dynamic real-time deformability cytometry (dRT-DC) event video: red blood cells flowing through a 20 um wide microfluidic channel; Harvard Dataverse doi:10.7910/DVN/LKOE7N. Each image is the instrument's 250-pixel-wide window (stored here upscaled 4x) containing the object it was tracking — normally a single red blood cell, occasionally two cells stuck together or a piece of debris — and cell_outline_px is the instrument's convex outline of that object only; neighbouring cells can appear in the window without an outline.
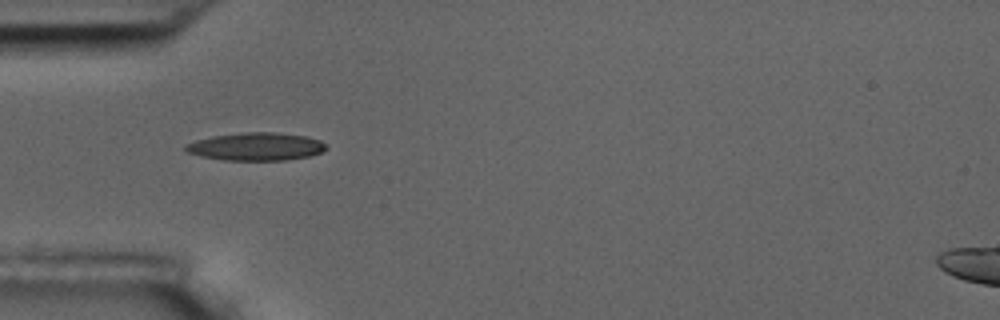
{"species": "common noctule bat (a hibernating species)", "species_latin": "Nyctalus noctula", "temperature_condition": "room temperature", "stored_images_in_passage": 9, "camera_frame_rate_fps": 3000, "um_per_image_px": 0.085, "animal": {"sex": "male", "body_mass_g": 17.5, "forearm_length_mm": 52.3}, "frame": {"image": 1, "passage_image": 1, "time_ms": 0.0, "image_size_px": [1000, 320], "cell_outline_px": [[328, 148], [320, 152], [308, 156], [284, 160], [224, 160], [200, 156], [188, 152], [184, 148], [184, 144], [196, 140], [212, 136], [244, 132], [276, 132], [304, 136], [320, 140]], "centroid_in_image_um": [21.73, 12.45], "position_along_channel_um": 63.3, "area_um2": 22.72}}
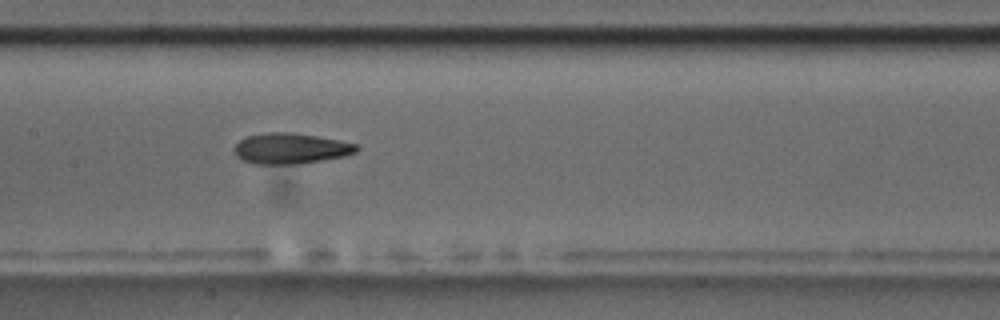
{"frame": {"image": 2, "passage_image": 4, "time_ms": 3.333, "image_size_px": [1000, 320], "cell_outline_px": [[360, 148], [356, 152], [344, 156], [296, 164], [252, 164], [236, 156], [232, 152], [232, 148], [240, 140], [248, 136], [268, 132], [292, 132], [316, 136], [356, 144]], "centroid_in_image_um": [24.65, 12.62], "position_along_channel_um": 182.8, "area_um2": 21.79}}
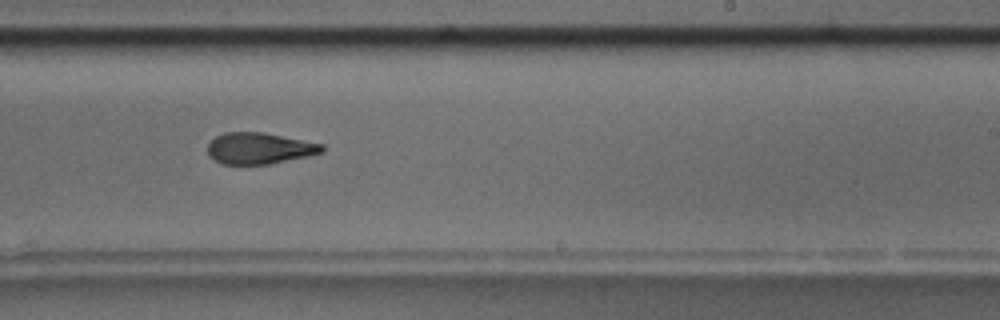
{"frame": {"image": 3, "passage_image": 6, "time_ms": 5.667, "image_size_px": [1000, 320], "cell_outline_px": [[324, 152], [308, 156], [268, 164], [220, 164], [208, 156], [208, 144], [216, 136], [224, 132], [264, 132], [324, 144]], "centroid_in_image_um": [22.04, 12.6], "position_along_channel_um": 267.0, "area_um2": 20.98}}